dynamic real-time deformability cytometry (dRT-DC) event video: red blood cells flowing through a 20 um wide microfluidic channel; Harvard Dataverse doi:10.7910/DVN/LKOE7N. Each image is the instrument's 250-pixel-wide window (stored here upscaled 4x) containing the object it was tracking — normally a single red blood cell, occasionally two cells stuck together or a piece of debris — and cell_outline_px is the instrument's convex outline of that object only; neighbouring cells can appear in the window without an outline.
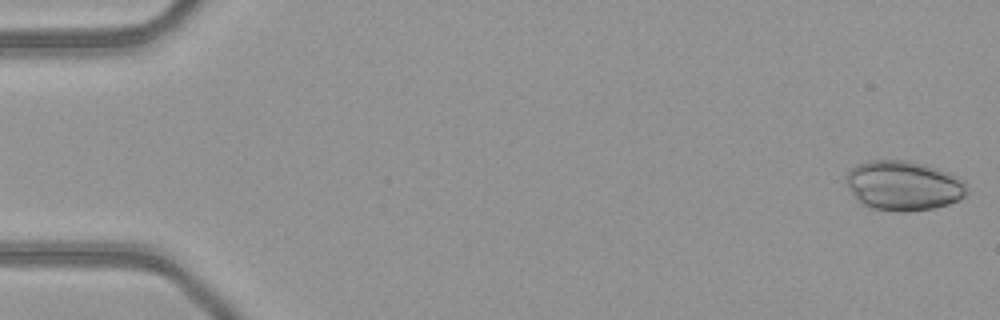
{"species": "common noctule bat (a hibernating species)", "species_latin": "Nyctalus noctula", "temperature_condition": "warm", "stored_images_in_passage": 50, "camera_frame_rate_fps": 3000, "um_per_image_px": 0.085, "animal": {"sex": "female", "body_mass_g": 21.9}, "frame": {"image": 1, "passage_image": 1, "time_ms": 0.0, "image_size_px": [1000, 320], "cell_outline_px": [[968, 192], [960, 200], [948, 204], [932, 208], [908, 212], [900, 212], [872, 208], [864, 204], [848, 188], [844, 180], [844, 176], [856, 164], [868, 160], [908, 160], [924, 164], [948, 172], [964, 180]], "centroid_in_image_um": [76.8, 15.77], "position_along_channel_um": 8.2, "area_um2": 35.08}}
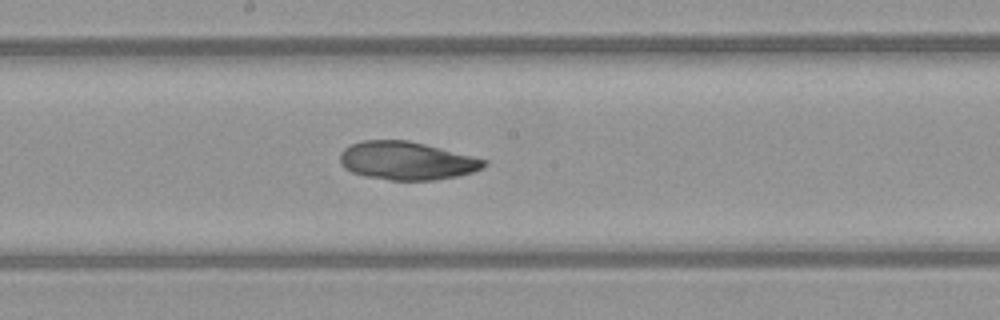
{"frame": {"image": 2, "passage_image": 27, "time_ms": 8.667, "image_size_px": [1000, 320], "cell_outline_px": [[488, 164], [472, 172], [456, 176], [436, 180], [388, 180], [364, 176], [352, 172], [344, 168], [340, 164], [340, 152], [344, 148], [352, 144], [364, 140], [408, 140], [488, 160]], "centroid_in_image_um": [34.53, 13.67], "position_along_channel_um": 213.7, "area_um2": 31.96}}
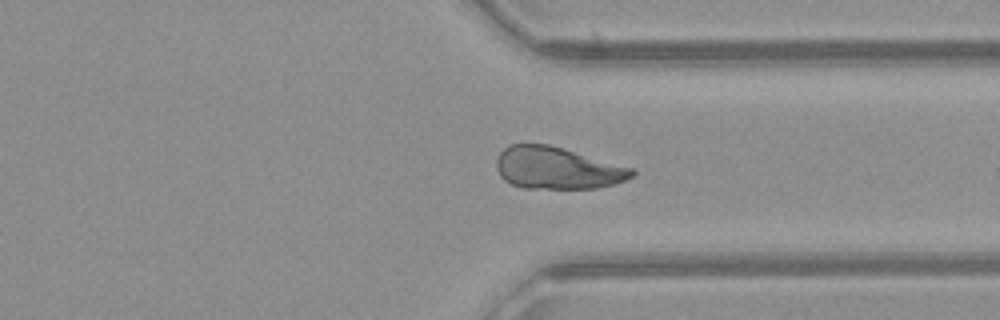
{"frame": {"image": 3, "passage_image": 38, "time_ms": 12.333, "image_size_px": [1000, 320], "cell_outline_px": [[636, 176], [616, 184], [596, 188], [524, 188], [512, 184], [504, 180], [500, 176], [496, 168], [496, 160], [500, 152], [508, 144], [548, 144], [564, 148], [632, 168], [636, 172]], "centroid_in_image_um": [47.37, 14.28], "position_along_channel_um": 364.0, "area_um2": 33.35}}